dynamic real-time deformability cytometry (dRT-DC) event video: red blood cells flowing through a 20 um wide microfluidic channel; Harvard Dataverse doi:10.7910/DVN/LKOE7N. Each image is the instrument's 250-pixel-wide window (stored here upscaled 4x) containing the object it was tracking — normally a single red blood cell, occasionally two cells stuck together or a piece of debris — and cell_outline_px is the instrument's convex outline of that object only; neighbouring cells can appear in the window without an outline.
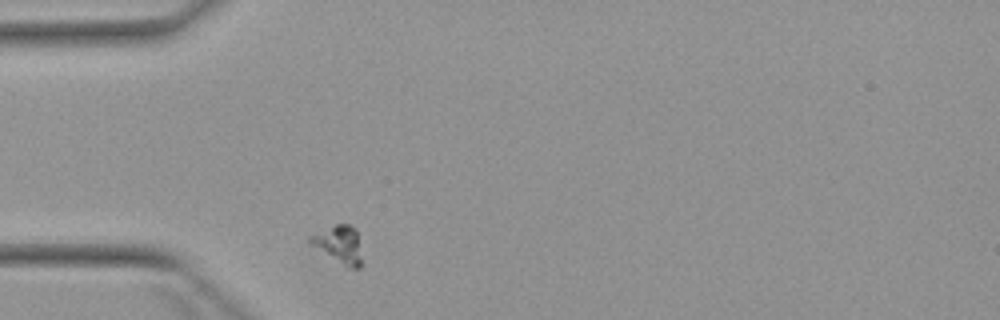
{"species": "Egyptian fruit bat (a non-hibernating species)", "species_latin": "Rousettus aegyptiacus", "temperature_condition": "warm", "stored_images_in_passage": 1, "camera_frame_rate_fps": 3000, "um_per_image_px": 0.085, "animal": {"sex": "female"}, "frame": {"image": 1, "passage_image": 1, "time_ms": 0.0, "image_size_px": [1000, 320], "cell_outline_px": [[360, 268], [352, 268], [344, 264], [308, 244], [308, 236], [336, 224], [348, 224], [356, 232], [360, 260]], "centroid_in_image_um": [28.74, 20.75], "position_along_channel_um": 56.3, "area_um2": 10.69}}